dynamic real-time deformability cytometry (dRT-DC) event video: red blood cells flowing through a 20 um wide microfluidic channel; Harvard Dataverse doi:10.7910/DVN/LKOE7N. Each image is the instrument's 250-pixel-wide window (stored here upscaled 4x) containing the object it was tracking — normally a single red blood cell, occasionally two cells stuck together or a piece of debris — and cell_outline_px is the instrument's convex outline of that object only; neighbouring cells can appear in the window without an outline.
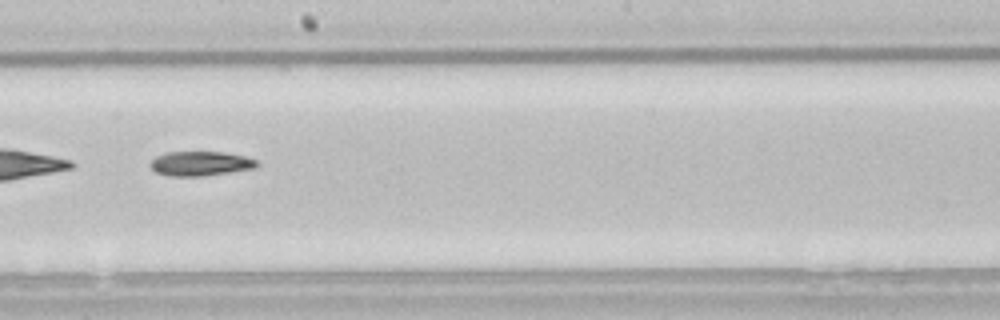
{"species": "common noctule bat (a hibernating species)", "species_latin": "Nyctalus noctula", "temperature_condition": "room temperature", "stored_images_in_passage": 52, "segment_of_instrument_passage": [2, 2], "camera_frame_rate_fps": 3000, "um_per_image_px": 0.085, "animal": {"sex": "male", "body_mass_g": 21.5, "forearm_length_mm": 52.0}, "frame": {"image": 1, "passage_image": 30, "time_ms": 9.667, "image_size_px": [1000, 320], "cell_outline_px": [[260, 164], [256, 168], [204, 176], [168, 176], [156, 172], [148, 164], [156, 156], [164, 152], [224, 152], [244, 156], [256, 160]], "centroid_in_image_um": [17.03, 13.9], "position_along_channel_um": 231.2, "area_um2": 15.32}}